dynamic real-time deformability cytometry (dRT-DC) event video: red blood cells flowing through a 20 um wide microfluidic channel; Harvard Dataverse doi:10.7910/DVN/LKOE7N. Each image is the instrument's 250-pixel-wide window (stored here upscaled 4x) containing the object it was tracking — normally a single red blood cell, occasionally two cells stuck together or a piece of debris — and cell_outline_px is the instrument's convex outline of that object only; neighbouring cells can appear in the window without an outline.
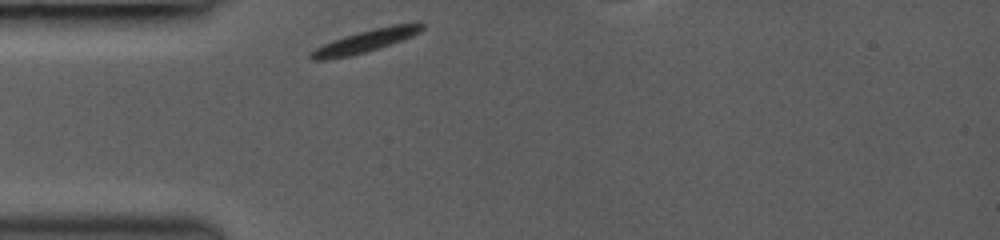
{"species": "common noctule bat (a hibernating species)", "species_latin": "Nyctalus noctula", "temperature_condition": "room temperature", "stored_images_in_passage": 33, "camera_frame_rate_fps": 3000, "um_per_image_px": 0.085, "animal": {"sex": "female", "body_mass_g": 19.0, "forearm_length_mm": 53.3}, "frame": {"image": 1, "passage_image": 1, "time_ms": 0.0, "image_size_px": [1000, 240], "cell_outline_px": [[424, 28], [420, 32], [412, 36], [352, 56], [324, 60], [312, 60], [308, 56], [308, 52], [332, 40], [344, 36], [392, 24], [420, 20], [424, 24]], "centroid_in_image_um": [31.09, 3.46], "position_along_channel_um": 53.9, "area_um2": 14.62}}
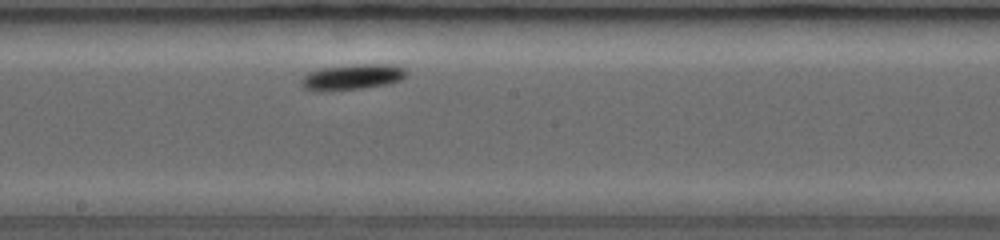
{"frame": {"image": 2, "passage_image": 18, "time_ms": 4.333, "image_size_px": [1000, 240], "cell_outline_px": [[408, 72], [400, 80], [388, 84], [364, 88], [304, 88], [300, 84], [300, 80], [308, 72], [320, 68], [364, 64], [388, 64], [404, 68]], "centroid_in_image_um": [30.02, 6.5], "position_along_channel_um": 218.2, "area_um2": 14.85}}
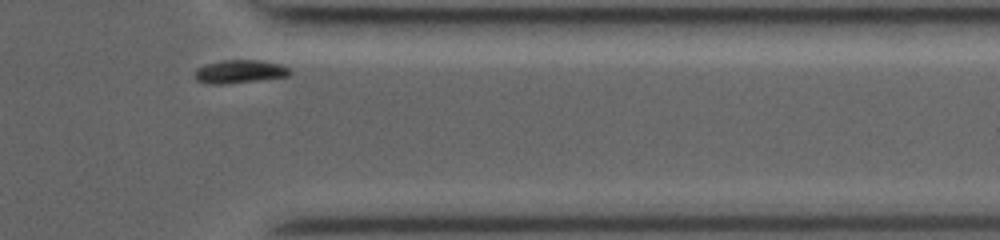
{"frame": {"image": 3, "passage_image": 33, "time_ms": 8.667, "image_size_px": [1000, 240], "cell_outline_px": [[292, 72], [288, 76], [224, 84], [208, 84], [196, 80], [196, 68], [208, 64], [224, 60], [256, 60], [280, 64], [288, 68]], "centroid_in_image_um": [20.37, 6.08], "position_along_channel_um": 391.0, "area_um2": 12.6}, "authors_computed_cell_mechanics": {"area_um2": 14.2766, "velocity_mm_per_s": 3.9693, "shape_relaxation_time_tau1_ms": 7.7355, "shape_relaxation_time_tau2_ms": null, "deformation_change_tau1": 0.1643, "deformation_change_tau2": null}}